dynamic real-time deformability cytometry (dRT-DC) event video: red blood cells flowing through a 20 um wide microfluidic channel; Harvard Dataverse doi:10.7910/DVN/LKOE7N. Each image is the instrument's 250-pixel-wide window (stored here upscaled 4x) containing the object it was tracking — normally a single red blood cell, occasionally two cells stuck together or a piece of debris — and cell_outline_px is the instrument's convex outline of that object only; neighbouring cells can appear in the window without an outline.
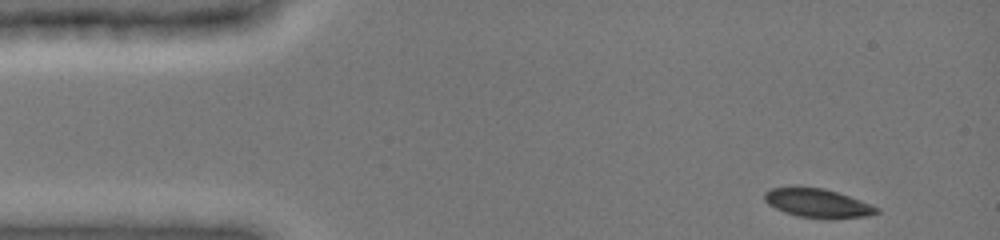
{"species": "common noctule bat (a hibernating species)", "species_latin": "Nyctalus noctula", "temperature_condition": "cold", "stored_images_in_passage": 41, "camera_frame_rate_fps": 3000, "um_per_image_px": 0.085, "animal": {"sex": "female", "body_mass_g": 19.0, "forearm_length_mm": 51.5}, "frame": {"image": 1, "passage_image": 1, "time_ms": 0.0, "image_size_px": [1000, 240], "cell_outline_px": [[880, 212], [868, 216], [828, 220], [796, 216], [784, 212], [768, 204], [764, 200], [764, 192], [772, 188], [824, 188], [860, 200], [880, 208]], "centroid_in_image_um": [69.53, 17.31], "position_along_channel_um": 15.5, "area_um2": 18.84}}
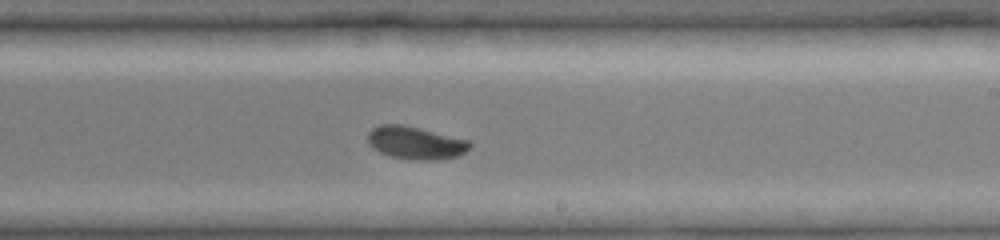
{"frame": {"image": 2, "passage_image": 26, "time_ms": 8.333, "image_size_px": [1000, 240], "cell_outline_px": [[472, 144], [460, 156], [444, 160], [408, 160], [392, 156], [380, 152], [372, 148], [368, 144], [368, 132], [372, 128], [380, 124], [404, 124], [468, 140]], "centroid_in_image_um": [35.31, 12.15], "position_along_channel_um": 253.7, "area_um2": 19.71}}
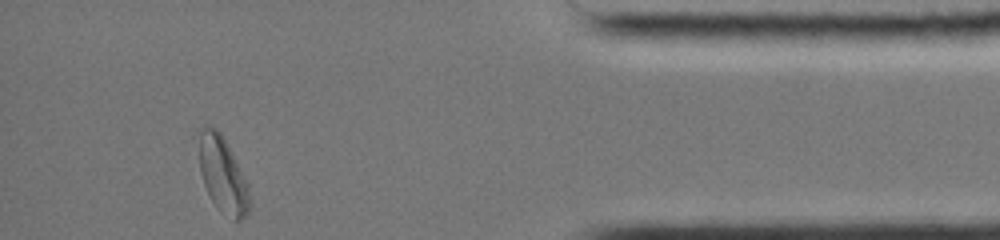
{"frame": {"image": 3, "passage_image": 41, "time_ms": 13.333, "image_size_px": [1000, 240], "cell_outline_px": [[248, 212], [240, 220], [236, 220], [220, 212], [216, 208], [204, 184], [200, 172], [196, 128], [204, 124], [208, 124], [216, 128], [220, 132], [244, 180], [248, 192]], "centroid_in_image_um": [18.81, 14.76], "position_along_channel_um": 416.4, "area_um2": 22.02}, "authors_computed_cell_mechanics": {"area_um2": 19.8832, "velocity_mm_per_s": 3.9024, "shape_relaxation_time_tau1_ms": 3.6848, "shape_relaxation_time_tau2_ms": null, "deformation_change_tau1": 0.1285, "deformation_change_tau2": null}}